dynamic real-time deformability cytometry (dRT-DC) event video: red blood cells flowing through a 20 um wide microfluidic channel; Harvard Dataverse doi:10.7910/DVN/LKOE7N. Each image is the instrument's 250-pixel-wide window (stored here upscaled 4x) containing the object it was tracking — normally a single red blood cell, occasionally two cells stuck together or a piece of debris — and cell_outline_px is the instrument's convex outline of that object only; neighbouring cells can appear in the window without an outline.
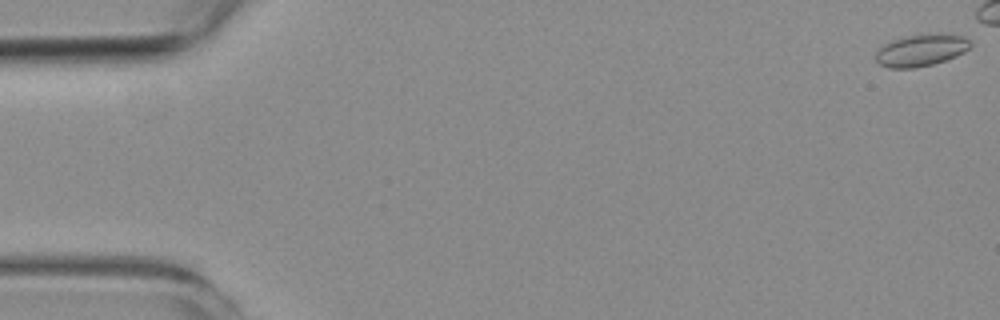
{"species": "common noctule bat (a hibernating species)", "species_latin": "Nyctalus noctula", "temperature_condition": "room temperature", "stored_images_in_passage": 4, "camera_frame_rate_fps": 3000, "um_per_image_px": 0.085, "animal": {"sex": "female", "body_mass_g": 19.3, "forearm_length_mm": 54.1}, "frame": {"image": 1, "passage_image": 1, "time_ms": 0.0, "image_size_px": [1000, 320], "cell_outline_px": [[972, 44], [964, 52], [956, 56], [932, 64], [912, 68], [888, 68], [880, 64], [876, 60], [876, 52], [880, 48], [896, 40], [908, 36], [928, 32], [964, 36]], "centroid_in_image_um": [78.32, 4.26], "position_along_channel_um": 6.7, "area_um2": 17.34}}